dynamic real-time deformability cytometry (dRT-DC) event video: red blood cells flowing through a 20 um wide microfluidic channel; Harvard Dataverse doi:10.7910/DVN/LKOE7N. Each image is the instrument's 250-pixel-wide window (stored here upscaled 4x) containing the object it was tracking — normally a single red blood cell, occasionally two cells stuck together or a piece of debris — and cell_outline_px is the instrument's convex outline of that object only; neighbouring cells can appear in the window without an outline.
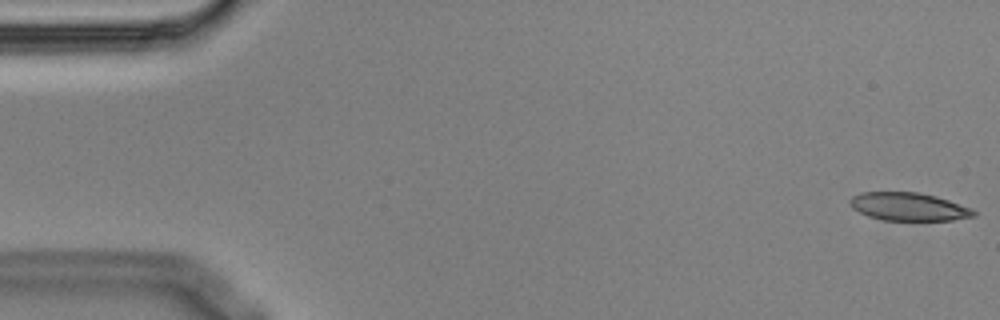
{"species": "Egyptian fruit bat (a non-hibernating species)", "species_latin": "Rousettus aegyptiacus", "temperature_condition": "cold", "stored_images_in_passage": 9, "camera_frame_rate_fps": 3000, "um_per_image_px": 0.085, "animal": {"sex": "male"}, "frame": {"image": 1, "passage_image": 1, "time_ms": 0.0, "image_size_px": [1000, 320], "cell_outline_px": [[976, 216], [952, 220], [884, 220], [868, 216], [852, 208], [848, 200], [852, 196], [860, 192], [920, 192], [936, 196], [972, 208], [976, 212]], "centroid_in_image_um": [77.23, 17.56], "position_along_channel_um": 7.8, "area_um2": 20.29}}
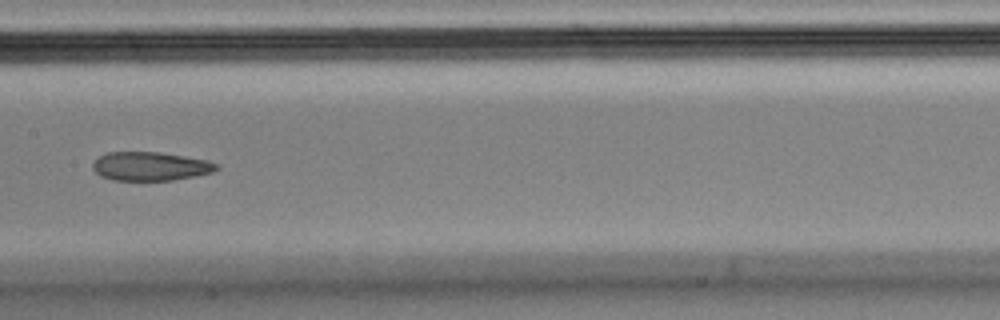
{"frame": {"image": 2, "passage_image": 8, "time_ms": 2.333, "image_size_px": [1000, 320], "cell_outline_px": [[220, 168], [212, 172], [196, 176], [172, 180], [112, 180], [100, 176], [92, 168], [92, 164], [100, 156], [108, 152], [160, 152], [184, 156], [204, 160], [220, 164]], "centroid_in_image_um": [12.79, 14.14], "position_along_channel_um": 194.6, "area_um2": 20.69}}
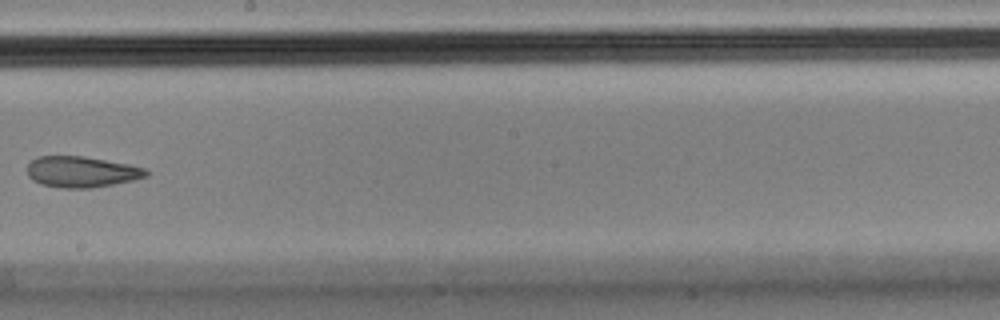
{"frame": {"image": 3, "passage_image": 9, "time_ms": 2.667, "image_size_px": [1000, 320], "cell_outline_px": [[148, 176], [132, 180], [92, 188], [60, 188], [40, 184], [32, 180], [28, 176], [28, 164], [32, 160], [40, 156], [84, 156], [128, 164], [148, 168]], "centroid_in_image_um": [6.93, 14.61], "position_along_channel_um": 241.3, "area_um2": 21.5}}